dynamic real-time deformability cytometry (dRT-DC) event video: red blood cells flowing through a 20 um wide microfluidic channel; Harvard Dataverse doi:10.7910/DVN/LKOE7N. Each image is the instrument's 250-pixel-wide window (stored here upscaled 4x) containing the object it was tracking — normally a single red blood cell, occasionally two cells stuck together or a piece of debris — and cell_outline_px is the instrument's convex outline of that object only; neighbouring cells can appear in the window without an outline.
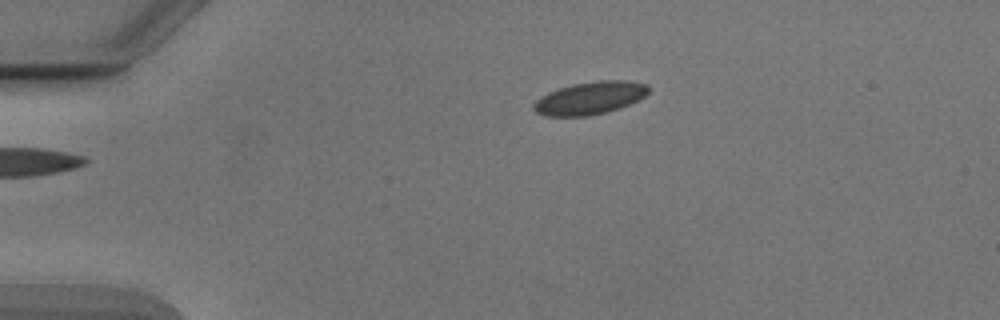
{"species": "Egyptian fruit bat (a non-hibernating species)", "species_latin": "Rousettus aegyptiacus", "temperature_condition": "cold", "stored_images_in_passage": 2, "camera_frame_rate_fps": 3000, "um_per_image_px": 0.085, "animal": {"sex": "male"}, "frame": {"image": 1, "passage_image": 2, "time_ms": 1.333, "image_size_px": [1000, 320], "cell_outline_px": [[648, 92], [644, 96], [620, 108], [588, 116], [548, 116], [536, 112], [532, 108], [532, 104], [540, 96], [548, 92], [572, 84], [600, 80], [628, 80], [648, 84]], "centroid_in_image_um": [50.12, 8.33], "position_along_channel_um": 34.9, "area_um2": 21.79}}